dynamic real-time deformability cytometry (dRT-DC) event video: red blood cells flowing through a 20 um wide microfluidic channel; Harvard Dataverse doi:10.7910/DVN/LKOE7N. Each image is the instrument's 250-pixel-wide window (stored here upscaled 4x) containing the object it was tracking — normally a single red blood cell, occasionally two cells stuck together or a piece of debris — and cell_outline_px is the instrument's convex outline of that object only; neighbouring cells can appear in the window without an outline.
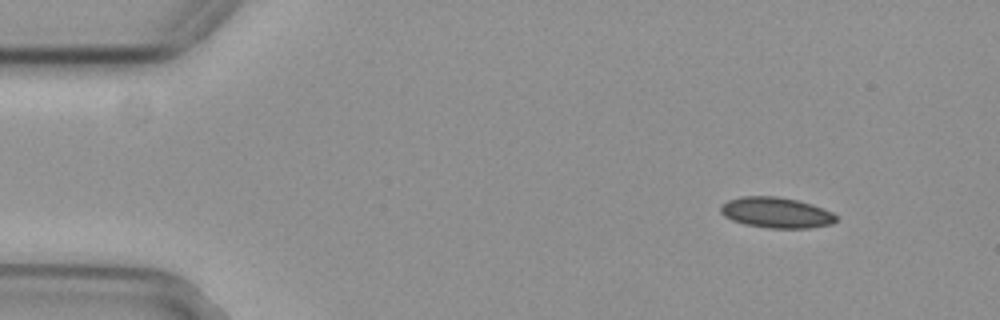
{"species": "common noctule bat (a hibernating species)", "species_latin": "Nyctalus noctula", "temperature_condition": "cold", "stored_images_in_passage": 50, "camera_frame_rate_fps": 3000, "um_per_image_px": 0.085, "animal": {"sex": "female", "body_mass_g": 29.2, "forearm_length_mm": 56.3}, "frame": {"image": 1, "passage_image": 1, "time_ms": 0.0, "image_size_px": [1000, 320], "cell_outline_px": [[836, 220], [832, 224], [812, 228], [768, 228], [744, 224], [732, 220], [724, 216], [720, 212], [720, 208], [728, 200], [740, 196], [776, 196], [796, 200], [812, 204], [832, 212], [836, 216]], "centroid_in_image_um": [65.98, 18.08], "position_along_channel_um": 19.0, "area_um2": 20.63}}
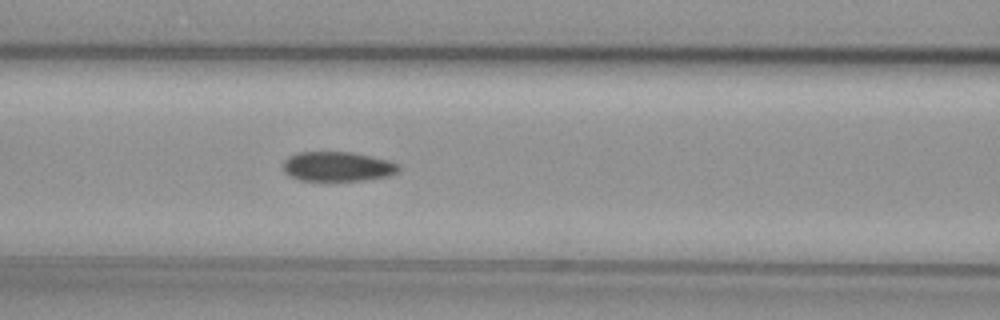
{"frame": {"image": 2, "passage_image": 18, "time_ms": 5.667, "image_size_px": [1000, 320], "cell_outline_px": [[400, 168], [396, 172], [388, 176], [364, 180], [300, 180], [288, 176], [284, 172], [284, 160], [288, 156], [296, 152], [352, 152], [372, 156], [388, 160], [400, 164]], "centroid_in_image_um": [28.68, 14.14], "position_along_channel_um": 137.9, "area_um2": 20.0}}
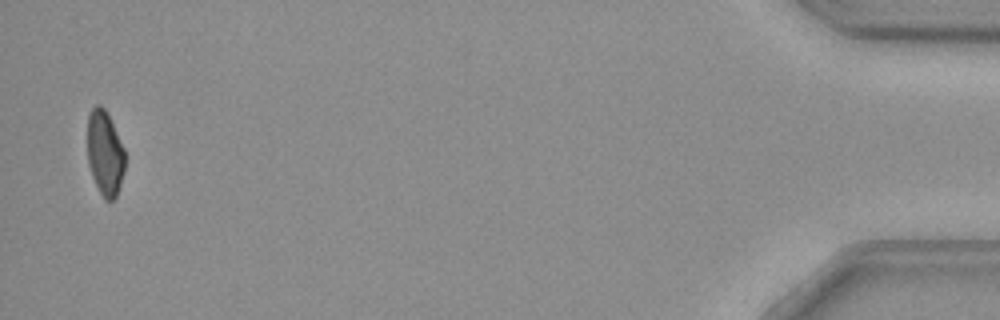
{"frame": {"image": 3, "passage_image": 49, "time_ms": 16.0, "image_size_px": [1000, 320], "cell_outline_px": [[124, 172], [116, 196], [112, 200], [104, 200], [92, 176], [88, 164], [88, 116], [92, 108], [96, 104], [100, 104], [104, 108], [124, 148]], "centroid_in_image_um": [8.9, 13.02], "position_along_channel_um": 426.3, "area_um2": 18.26}, "authors_computed_cell_mechanics": {"area_um2": 20.6057, "velocity_mm_per_s": 3.72, "shape_relaxation_time_tau1_ms": 9.7991, "shape_relaxation_time_tau2_ms": 7.1681, "deformation_change_tau1": 0.1523, "deformation_change_tau2": 0.1108}}